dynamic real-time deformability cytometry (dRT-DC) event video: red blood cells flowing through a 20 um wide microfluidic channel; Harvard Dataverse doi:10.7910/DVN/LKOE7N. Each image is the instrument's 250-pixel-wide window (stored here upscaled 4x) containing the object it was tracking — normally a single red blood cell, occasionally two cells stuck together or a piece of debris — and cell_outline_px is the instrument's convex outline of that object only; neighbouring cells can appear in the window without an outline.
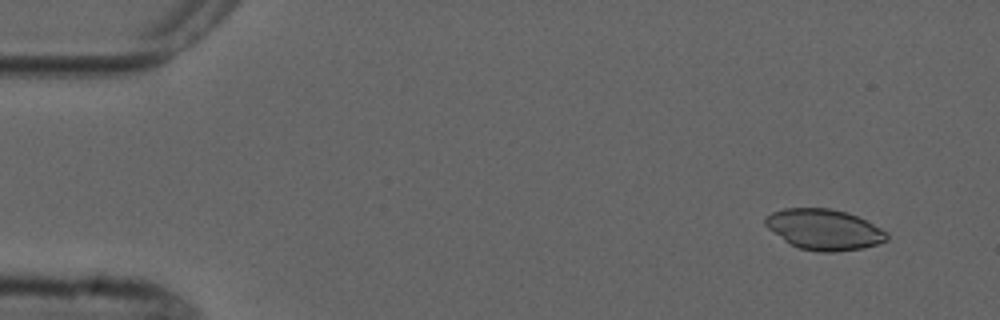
{"species": "common noctule bat (a hibernating species)", "species_latin": "Nyctalus noctula", "temperature_condition": "cold", "stored_images_in_passage": 4, "camera_frame_rate_fps": 3000, "um_per_image_px": 0.085, "animal": {"sex": "male", "forearm_length_mm": 52.5}, "frame": {"image": 1, "passage_image": 1, "time_ms": 0.0, "image_size_px": [1000, 320], "cell_outline_px": [[888, 240], [864, 248], [836, 252], [820, 252], [800, 248], [784, 240], [768, 228], [764, 224], [764, 216], [772, 212], [784, 208], [828, 208], [848, 212], [888, 232]], "centroid_in_image_um": [70.03, 19.5], "position_along_channel_um": 15.0, "area_um2": 28.73}}